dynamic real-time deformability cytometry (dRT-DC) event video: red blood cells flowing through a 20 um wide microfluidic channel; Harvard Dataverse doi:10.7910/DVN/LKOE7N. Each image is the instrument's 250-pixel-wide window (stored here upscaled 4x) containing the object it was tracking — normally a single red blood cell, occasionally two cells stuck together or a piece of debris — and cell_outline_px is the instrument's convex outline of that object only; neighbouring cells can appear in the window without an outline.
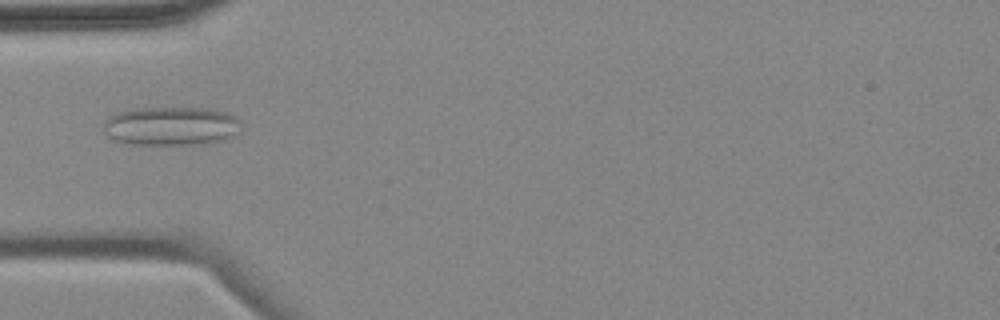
{"species": "common noctule bat (a hibernating species)", "species_latin": "Nyctalus noctula", "temperature_condition": "cold", "stored_images_in_passage": 7, "camera_frame_rate_fps": 3000, "um_per_image_px": 0.085, "animal": {"sex": "female", "body_mass_g": 18.4}, "frame": {"image": 1, "passage_image": 4, "time_ms": 4.333, "image_size_px": [1000, 320], "cell_outline_px": [[240, 120], [232, 136], [224, 140], [200, 144], [132, 144], [116, 140], [108, 136], [104, 132], [104, 120], [108, 116], [116, 112], [136, 108], [208, 108], [228, 112], [236, 116]], "centroid_in_image_um": [14.5, 10.7], "position_along_channel_um": 70.5, "area_um2": 31.04}}
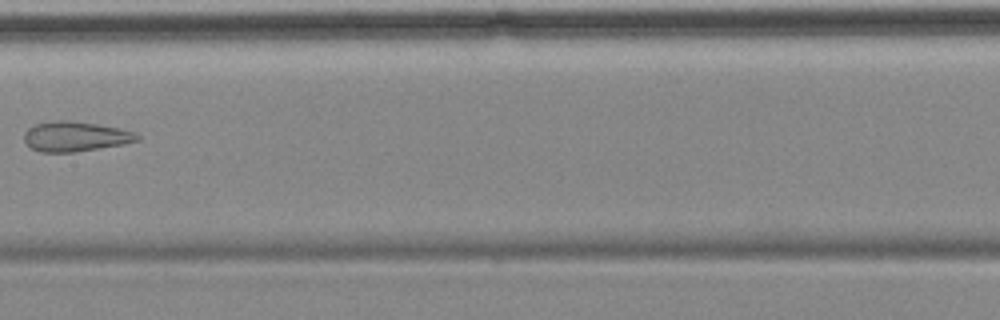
{"frame": {"image": 2, "passage_image": 7, "time_ms": 8.0, "image_size_px": [1000, 320], "cell_outline_px": [[140, 140], [120, 144], [72, 152], [40, 152], [32, 148], [24, 140], [24, 132], [28, 128], [36, 124], [56, 120], [68, 120], [96, 124], [120, 128], [136, 132], [140, 136]], "centroid_in_image_um": [6.39, 11.59], "position_along_channel_um": 201.0, "area_um2": 19.48}}